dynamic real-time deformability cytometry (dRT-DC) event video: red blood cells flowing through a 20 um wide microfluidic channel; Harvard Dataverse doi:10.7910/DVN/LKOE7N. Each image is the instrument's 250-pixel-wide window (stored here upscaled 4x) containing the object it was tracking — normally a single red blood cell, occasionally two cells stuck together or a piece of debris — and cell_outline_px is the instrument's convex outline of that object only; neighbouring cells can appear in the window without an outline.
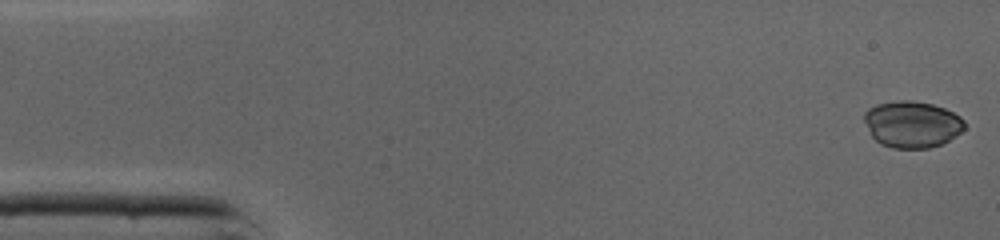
{"species": "common noctule bat (a hibernating species)", "species_latin": "Nyctalus noctula", "temperature_condition": "cold", "stored_images_in_passage": 45, "camera_frame_rate_fps": 3000, "um_per_image_px": 0.085, "animal": {"sex": "male", "body_mass_g": 19.0, "forearm_length_mm": 50.8}, "frame": {"image": 1, "passage_image": 1, "time_ms": 0.0, "image_size_px": [1000, 240], "cell_outline_px": [[964, 128], [956, 136], [940, 144], [928, 148], [892, 148], [880, 144], [872, 136], [864, 120], [864, 112], [868, 108], [876, 104], [900, 100], [912, 100], [932, 104], [944, 108], [960, 116], [964, 120]], "centroid_in_image_um": [77.51, 10.56], "position_along_channel_um": 7.5, "area_um2": 27.17}}
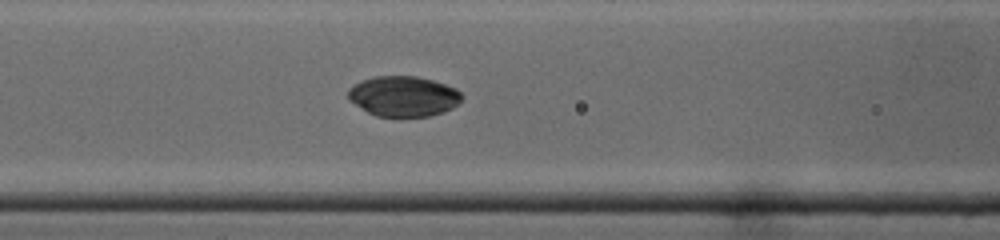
{"frame": {"image": 2, "passage_image": 18, "time_ms": 5.667, "image_size_px": [1000, 240], "cell_outline_px": [[464, 96], [452, 108], [444, 112], [428, 116], [376, 116], [368, 112], [348, 100], [348, 88], [360, 80], [376, 76], [416, 76], [432, 80], [456, 88]], "centroid_in_image_um": [34.27, 8.17], "position_along_channel_um": 132.3, "area_um2": 26.7}}
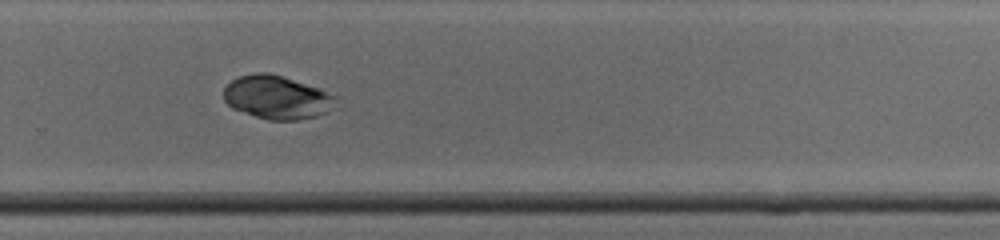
{"frame": {"image": 3, "passage_image": 30, "time_ms": 9.667, "image_size_px": [1000, 240], "cell_outline_px": [[340, 108], [316, 116], [296, 120], [268, 120], [232, 108], [224, 100], [224, 88], [232, 80], [240, 76], [256, 72], [268, 72], [284, 76], [320, 88], [340, 96]], "centroid_in_image_um": [23.67, 8.27], "position_along_channel_um": 306.1, "area_um2": 29.07}, "authors_computed_cell_mechanics": {"area_um2": 28.2064, "velocity_mm_per_s": 4.3541, "shape_relaxation_time_tau1_ms": 3.3532, "shape_relaxation_time_tau2_ms": null, "deformation_change_tau1": 0.0525, "deformation_change_tau2": null}}